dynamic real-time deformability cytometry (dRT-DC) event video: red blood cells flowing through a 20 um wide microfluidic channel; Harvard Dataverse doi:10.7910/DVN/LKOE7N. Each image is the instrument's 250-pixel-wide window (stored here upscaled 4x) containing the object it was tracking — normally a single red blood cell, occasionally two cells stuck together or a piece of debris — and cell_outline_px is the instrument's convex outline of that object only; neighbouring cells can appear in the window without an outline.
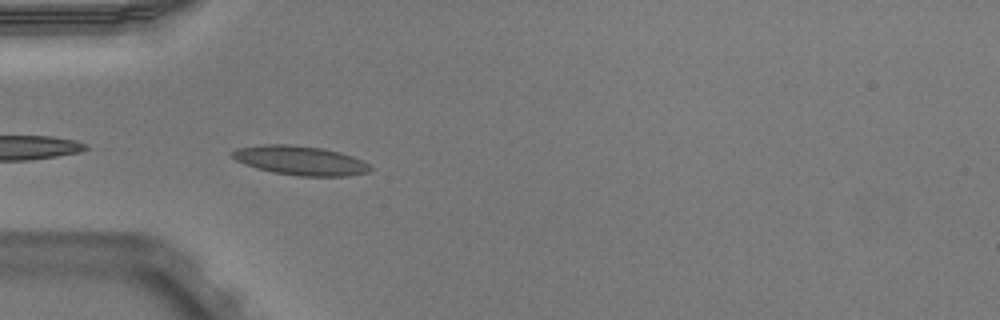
{"species": "Egyptian fruit bat (a non-hibernating species)", "species_latin": "Rousettus aegyptiacus", "temperature_condition": "warm", "stored_images_in_passage": 25, "camera_frame_rate_fps": 3000, "um_per_image_px": 0.085, "animal": {"sex": "male"}, "frame": {"image": 1, "passage_image": 1, "time_ms": 0.0, "image_size_px": [1000, 320], "cell_outline_px": [[372, 168], [368, 172], [348, 176], [300, 176], [276, 172], [256, 168], [236, 160], [232, 156], [232, 152], [236, 148], [260, 144], [292, 144], [324, 148], [340, 152], [352, 156], [368, 164]], "centroid_in_image_um": [25.52, 13.62], "position_along_channel_um": 59.5, "area_um2": 23.41}}
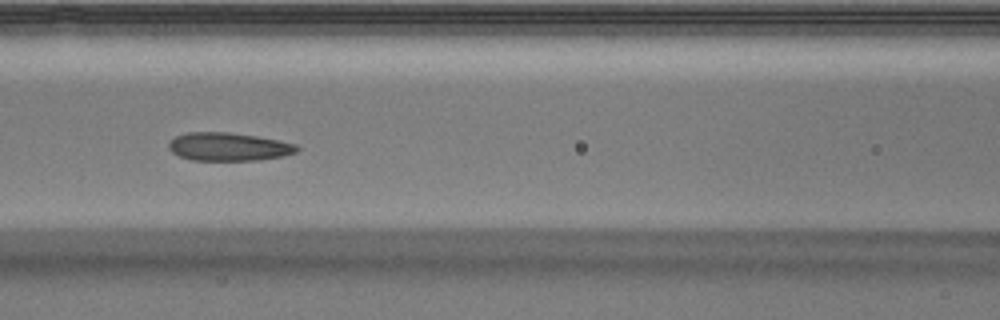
{"frame": {"image": 2, "passage_image": 8, "time_ms": 2.333, "image_size_px": [1000, 320], "cell_outline_px": [[300, 148], [296, 152], [284, 156], [260, 160], [192, 160], [180, 156], [172, 152], [168, 148], [168, 140], [176, 136], [188, 132], [228, 132], [256, 136], [296, 144]], "centroid_in_image_um": [19.41, 12.47], "position_along_channel_um": 147.2, "area_um2": 21.1}}
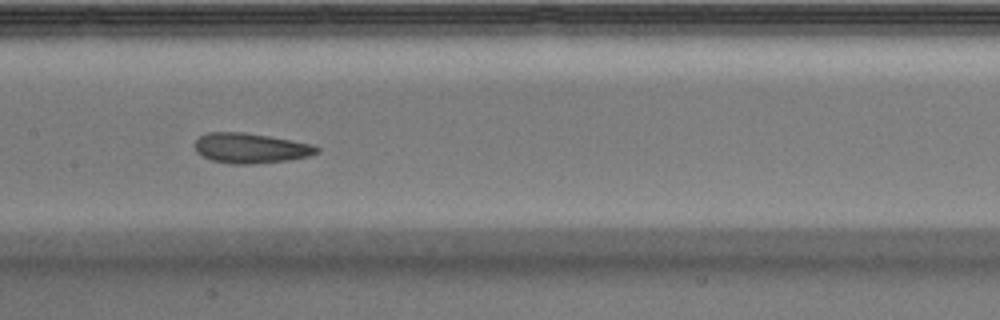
{"frame": {"image": 3, "passage_image": 11, "time_ms": 3.333, "image_size_px": [1000, 320], "cell_outline_px": [[320, 152], [308, 156], [288, 160], [252, 164], [232, 164], [212, 160], [196, 152], [192, 144], [200, 136], [208, 132], [244, 132], [268, 136], [312, 144], [320, 148]], "centroid_in_image_um": [21.28, 12.59], "position_along_channel_um": 186.1, "area_um2": 21.39}, "authors_computed_cell_mechanics": {"area_um2": 21.097, "velocity_mm_per_s": 3.9024, "shape_relaxation_time_tau1_ms": 3.1072, "shape_relaxation_time_tau2_ms": 0.9728, "deformation_change_tau1": 0.1043, "deformation_change_tau2": 0.0714}}